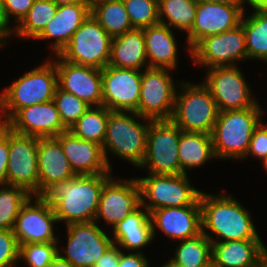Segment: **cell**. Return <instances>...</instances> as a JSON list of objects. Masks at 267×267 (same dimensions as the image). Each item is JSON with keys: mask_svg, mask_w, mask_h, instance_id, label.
Here are the masks:
<instances>
[{"mask_svg": "<svg viewBox=\"0 0 267 267\" xmlns=\"http://www.w3.org/2000/svg\"><path fill=\"white\" fill-rule=\"evenodd\" d=\"M245 3L249 4L253 10H267V0H243L244 11H246Z\"/></svg>", "mask_w": 267, "mask_h": 267, "instance_id": "7dc6e473", "label": "cell"}, {"mask_svg": "<svg viewBox=\"0 0 267 267\" xmlns=\"http://www.w3.org/2000/svg\"><path fill=\"white\" fill-rule=\"evenodd\" d=\"M61 144L64 154L76 175L111 173L106 162L102 145L80 139L70 131L55 137Z\"/></svg>", "mask_w": 267, "mask_h": 267, "instance_id": "7402d4cb", "label": "cell"}, {"mask_svg": "<svg viewBox=\"0 0 267 267\" xmlns=\"http://www.w3.org/2000/svg\"><path fill=\"white\" fill-rule=\"evenodd\" d=\"M6 39H8V34L6 31L0 26V48L7 45Z\"/></svg>", "mask_w": 267, "mask_h": 267, "instance_id": "816d5d0a", "label": "cell"}, {"mask_svg": "<svg viewBox=\"0 0 267 267\" xmlns=\"http://www.w3.org/2000/svg\"><path fill=\"white\" fill-rule=\"evenodd\" d=\"M202 233L212 243L260 239L250 211L229 194L213 195L204 191L199 197ZM211 231L210 233L208 231ZM212 233V234H211ZM215 234L214 238L212 235Z\"/></svg>", "mask_w": 267, "mask_h": 267, "instance_id": "7a4b0ae2", "label": "cell"}, {"mask_svg": "<svg viewBox=\"0 0 267 267\" xmlns=\"http://www.w3.org/2000/svg\"><path fill=\"white\" fill-rule=\"evenodd\" d=\"M206 267H217L213 262H211L208 266Z\"/></svg>", "mask_w": 267, "mask_h": 267, "instance_id": "6f0895ef", "label": "cell"}, {"mask_svg": "<svg viewBox=\"0 0 267 267\" xmlns=\"http://www.w3.org/2000/svg\"><path fill=\"white\" fill-rule=\"evenodd\" d=\"M2 92L4 108L9 119L22 108L53 100L58 86L53 59L21 75Z\"/></svg>", "mask_w": 267, "mask_h": 267, "instance_id": "8992f818", "label": "cell"}, {"mask_svg": "<svg viewBox=\"0 0 267 267\" xmlns=\"http://www.w3.org/2000/svg\"><path fill=\"white\" fill-rule=\"evenodd\" d=\"M169 261L178 267H206L212 262V242L204 233L180 240Z\"/></svg>", "mask_w": 267, "mask_h": 267, "instance_id": "d6a6232c", "label": "cell"}, {"mask_svg": "<svg viewBox=\"0 0 267 267\" xmlns=\"http://www.w3.org/2000/svg\"><path fill=\"white\" fill-rule=\"evenodd\" d=\"M206 70V77L202 82L210 90L219 112L261 106L252 96L250 86L238 65Z\"/></svg>", "mask_w": 267, "mask_h": 267, "instance_id": "30bf717a", "label": "cell"}, {"mask_svg": "<svg viewBox=\"0 0 267 267\" xmlns=\"http://www.w3.org/2000/svg\"><path fill=\"white\" fill-rule=\"evenodd\" d=\"M90 14L112 38L134 29L123 0H91Z\"/></svg>", "mask_w": 267, "mask_h": 267, "instance_id": "f546056e", "label": "cell"}, {"mask_svg": "<svg viewBox=\"0 0 267 267\" xmlns=\"http://www.w3.org/2000/svg\"><path fill=\"white\" fill-rule=\"evenodd\" d=\"M53 101L67 130L91 107L77 96L60 89L58 86Z\"/></svg>", "mask_w": 267, "mask_h": 267, "instance_id": "8d00e7d4", "label": "cell"}, {"mask_svg": "<svg viewBox=\"0 0 267 267\" xmlns=\"http://www.w3.org/2000/svg\"><path fill=\"white\" fill-rule=\"evenodd\" d=\"M31 196L21 186L0 185V229L13 230L21 207Z\"/></svg>", "mask_w": 267, "mask_h": 267, "instance_id": "d590c367", "label": "cell"}, {"mask_svg": "<svg viewBox=\"0 0 267 267\" xmlns=\"http://www.w3.org/2000/svg\"><path fill=\"white\" fill-rule=\"evenodd\" d=\"M9 120L14 132L38 138L57 137L67 131L53 100L19 109Z\"/></svg>", "mask_w": 267, "mask_h": 267, "instance_id": "44dd1931", "label": "cell"}, {"mask_svg": "<svg viewBox=\"0 0 267 267\" xmlns=\"http://www.w3.org/2000/svg\"><path fill=\"white\" fill-rule=\"evenodd\" d=\"M254 267H264V260L259 265H256Z\"/></svg>", "mask_w": 267, "mask_h": 267, "instance_id": "9f6ffc18", "label": "cell"}, {"mask_svg": "<svg viewBox=\"0 0 267 267\" xmlns=\"http://www.w3.org/2000/svg\"><path fill=\"white\" fill-rule=\"evenodd\" d=\"M195 65L213 67L237 66L238 61L247 60V48L242 24L220 34L200 40L190 54Z\"/></svg>", "mask_w": 267, "mask_h": 267, "instance_id": "7c38bea8", "label": "cell"}, {"mask_svg": "<svg viewBox=\"0 0 267 267\" xmlns=\"http://www.w3.org/2000/svg\"><path fill=\"white\" fill-rule=\"evenodd\" d=\"M65 227L67 247L61 249L60 246L59 255L73 267H93L113 244L112 237L110 238L95 221L71 223Z\"/></svg>", "mask_w": 267, "mask_h": 267, "instance_id": "8fae6325", "label": "cell"}, {"mask_svg": "<svg viewBox=\"0 0 267 267\" xmlns=\"http://www.w3.org/2000/svg\"><path fill=\"white\" fill-rule=\"evenodd\" d=\"M120 248L112 244L93 267H119Z\"/></svg>", "mask_w": 267, "mask_h": 267, "instance_id": "f6af8a7d", "label": "cell"}, {"mask_svg": "<svg viewBox=\"0 0 267 267\" xmlns=\"http://www.w3.org/2000/svg\"><path fill=\"white\" fill-rule=\"evenodd\" d=\"M111 176L100 193L95 222L104 220L113 229L127 215L141 206V190L137 178L120 179Z\"/></svg>", "mask_w": 267, "mask_h": 267, "instance_id": "9a60e30c", "label": "cell"}, {"mask_svg": "<svg viewBox=\"0 0 267 267\" xmlns=\"http://www.w3.org/2000/svg\"><path fill=\"white\" fill-rule=\"evenodd\" d=\"M109 110L90 107L69 129L74 136L102 145L106 136Z\"/></svg>", "mask_w": 267, "mask_h": 267, "instance_id": "e575fe53", "label": "cell"}, {"mask_svg": "<svg viewBox=\"0 0 267 267\" xmlns=\"http://www.w3.org/2000/svg\"><path fill=\"white\" fill-rule=\"evenodd\" d=\"M187 174H149L137 178L141 190V205L151 211L168 208L200 205L201 190L191 185ZM148 200V202H147Z\"/></svg>", "mask_w": 267, "mask_h": 267, "instance_id": "52a82bcc", "label": "cell"}, {"mask_svg": "<svg viewBox=\"0 0 267 267\" xmlns=\"http://www.w3.org/2000/svg\"><path fill=\"white\" fill-rule=\"evenodd\" d=\"M3 0H0V26L2 27Z\"/></svg>", "mask_w": 267, "mask_h": 267, "instance_id": "db71d44e", "label": "cell"}, {"mask_svg": "<svg viewBox=\"0 0 267 267\" xmlns=\"http://www.w3.org/2000/svg\"><path fill=\"white\" fill-rule=\"evenodd\" d=\"M57 8L52 0H35L24 18L16 26L11 25L8 38L15 34L18 38L35 39L52 21Z\"/></svg>", "mask_w": 267, "mask_h": 267, "instance_id": "1f68e13d", "label": "cell"}, {"mask_svg": "<svg viewBox=\"0 0 267 267\" xmlns=\"http://www.w3.org/2000/svg\"><path fill=\"white\" fill-rule=\"evenodd\" d=\"M146 44V56L150 68L177 69V40L173 30L158 23L143 28Z\"/></svg>", "mask_w": 267, "mask_h": 267, "instance_id": "4316f807", "label": "cell"}, {"mask_svg": "<svg viewBox=\"0 0 267 267\" xmlns=\"http://www.w3.org/2000/svg\"><path fill=\"white\" fill-rule=\"evenodd\" d=\"M176 82L180 90L176 92L170 120L182 131L211 134L219 111L210 90L203 82Z\"/></svg>", "mask_w": 267, "mask_h": 267, "instance_id": "5b68a950", "label": "cell"}, {"mask_svg": "<svg viewBox=\"0 0 267 267\" xmlns=\"http://www.w3.org/2000/svg\"><path fill=\"white\" fill-rule=\"evenodd\" d=\"M198 0H158L159 21L189 33L195 22Z\"/></svg>", "mask_w": 267, "mask_h": 267, "instance_id": "836d02e7", "label": "cell"}, {"mask_svg": "<svg viewBox=\"0 0 267 267\" xmlns=\"http://www.w3.org/2000/svg\"><path fill=\"white\" fill-rule=\"evenodd\" d=\"M133 28L143 29L159 21L158 0H123Z\"/></svg>", "mask_w": 267, "mask_h": 267, "instance_id": "f35d334b", "label": "cell"}, {"mask_svg": "<svg viewBox=\"0 0 267 267\" xmlns=\"http://www.w3.org/2000/svg\"><path fill=\"white\" fill-rule=\"evenodd\" d=\"M38 137L9 129L7 185L21 186L38 196Z\"/></svg>", "mask_w": 267, "mask_h": 267, "instance_id": "5bb4252c", "label": "cell"}, {"mask_svg": "<svg viewBox=\"0 0 267 267\" xmlns=\"http://www.w3.org/2000/svg\"><path fill=\"white\" fill-rule=\"evenodd\" d=\"M202 2L227 3L231 5H238L243 9V0H198Z\"/></svg>", "mask_w": 267, "mask_h": 267, "instance_id": "681fc988", "label": "cell"}, {"mask_svg": "<svg viewBox=\"0 0 267 267\" xmlns=\"http://www.w3.org/2000/svg\"><path fill=\"white\" fill-rule=\"evenodd\" d=\"M178 157L180 174H187V170L196 167L200 168L210 159H216L211 134L181 130Z\"/></svg>", "mask_w": 267, "mask_h": 267, "instance_id": "f1b7e54d", "label": "cell"}, {"mask_svg": "<svg viewBox=\"0 0 267 267\" xmlns=\"http://www.w3.org/2000/svg\"><path fill=\"white\" fill-rule=\"evenodd\" d=\"M9 154V130L0 137V185H7V167Z\"/></svg>", "mask_w": 267, "mask_h": 267, "instance_id": "ee69618b", "label": "cell"}, {"mask_svg": "<svg viewBox=\"0 0 267 267\" xmlns=\"http://www.w3.org/2000/svg\"><path fill=\"white\" fill-rule=\"evenodd\" d=\"M150 262L142 252L126 253L120 249L119 267H150Z\"/></svg>", "mask_w": 267, "mask_h": 267, "instance_id": "7bdbcfd3", "label": "cell"}, {"mask_svg": "<svg viewBox=\"0 0 267 267\" xmlns=\"http://www.w3.org/2000/svg\"><path fill=\"white\" fill-rule=\"evenodd\" d=\"M263 114L264 109L261 106L219 112L211 133L215 157L243 160Z\"/></svg>", "mask_w": 267, "mask_h": 267, "instance_id": "277c9868", "label": "cell"}, {"mask_svg": "<svg viewBox=\"0 0 267 267\" xmlns=\"http://www.w3.org/2000/svg\"><path fill=\"white\" fill-rule=\"evenodd\" d=\"M112 234L113 244L123 249L122 251L141 252V249L154 240L150 213L141 205L116 224Z\"/></svg>", "mask_w": 267, "mask_h": 267, "instance_id": "484cf974", "label": "cell"}, {"mask_svg": "<svg viewBox=\"0 0 267 267\" xmlns=\"http://www.w3.org/2000/svg\"><path fill=\"white\" fill-rule=\"evenodd\" d=\"M10 129V120L4 108L2 92H0V137Z\"/></svg>", "mask_w": 267, "mask_h": 267, "instance_id": "bcb514c9", "label": "cell"}, {"mask_svg": "<svg viewBox=\"0 0 267 267\" xmlns=\"http://www.w3.org/2000/svg\"><path fill=\"white\" fill-rule=\"evenodd\" d=\"M49 267H73L67 260L58 255Z\"/></svg>", "mask_w": 267, "mask_h": 267, "instance_id": "c3c4849f", "label": "cell"}, {"mask_svg": "<svg viewBox=\"0 0 267 267\" xmlns=\"http://www.w3.org/2000/svg\"><path fill=\"white\" fill-rule=\"evenodd\" d=\"M139 119L143 122L140 123ZM151 121L136 112L109 110L102 149L110 169H112V164L108 159V151L139 168L145 157L147 134Z\"/></svg>", "mask_w": 267, "mask_h": 267, "instance_id": "3957f363", "label": "cell"}, {"mask_svg": "<svg viewBox=\"0 0 267 267\" xmlns=\"http://www.w3.org/2000/svg\"><path fill=\"white\" fill-rule=\"evenodd\" d=\"M255 156L261 162L267 158V125L261 121L255 128L245 158Z\"/></svg>", "mask_w": 267, "mask_h": 267, "instance_id": "b9f144b4", "label": "cell"}, {"mask_svg": "<svg viewBox=\"0 0 267 267\" xmlns=\"http://www.w3.org/2000/svg\"><path fill=\"white\" fill-rule=\"evenodd\" d=\"M264 267H267V257L264 259Z\"/></svg>", "mask_w": 267, "mask_h": 267, "instance_id": "680465c9", "label": "cell"}, {"mask_svg": "<svg viewBox=\"0 0 267 267\" xmlns=\"http://www.w3.org/2000/svg\"><path fill=\"white\" fill-rule=\"evenodd\" d=\"M102 106L138 113L142 72L107 65L101 70Z\"/></svg>", "mask_w": 267, "mask_h": 267, "instance_id": "2e32d148", "label": "cell"}, {"mask_svg": "<svg viewBox=\"0 0 267 267\" xmlns=\"http://www.w3.org/2000/svg\"><path fill=\"white\" fill-rule=\"evenodd\" d=\"M19 260V245L13 230L0 229V267H14Z\"/></svg>", "mask_w": 267, "mask_h": 267, "instance_id": "60d3db41", "label": "cell"}, {"mask_svg": "<svg viewBox=\"0 0 267 267\" xmlns=\"http://www.w3.org/2000/svg\"><path fill=\"white\" fill-rule=\"evenodd\" d=\"M57 222L52 206L40 196L32 195L21 207L13 228L18 245L58 242L54 231V224Z\"/></svg>", "mask_w": 267, "mask_h": 267, "instance_id": "e0dca14e", "label": "cell"}, {"mask_svg": "<svg viewBox=\"0 0 267 267\" xmlns=\"http://www.w3.org/2000/svg\"><path fill=\"white\" fill-rule=\"evenodd\" d=\"M262 163H263L262 165H263L265 171L267 172V158L264 159V160L262 161Z\"/></svg>", "mask_w": 267, "mask_h": 267, "instance_id": "11a10c76", "label": "cell"}, {"mask_svg": "<svg viewBox=\"0 0 267 267\" xmlns=\"http://www.w3.org/2000/svg\"><path fill=\"white\" fill-rule=\"evenodd\" d=\"M35 0H3L2 28L8 34L11 30L10 21L17 25L29 12Z\"/></svg>", "mask_w": 267, "mask_h": 267, "instance_id": "ab89813d", "label": "cell"}, {"mask_svg": "<svg viewBox=\"0 0 267 267\" xmlns=\"http://www.w3.org/2000/svg\"><path fill=\"white\" fill-rule=\"evenodd\" d=\"M111 173L75 175L47 187L39 196L54 210L57 221L71 223L95 220L100 193Z\"/></svg>", "mask_w": 267, "mask_h": 267, "instance_id": "6da1fadb", "label": "cell"}, {"mask_svg": "<svg viewBox=\"0 0 267 267\" xmlns=\"http://www.w3.org/2000/svg\"><path fill=\"white\" fill-rule=\"evenodd\" d=\"M161 267H178L175 264H173L172 262H170L169 260L165 262V264L163 263V265H161Z\"/></svg>", "mask_w": 267, "mask_h": 267, "instance_id": "f5cc1de1", "label": "cell"}, {"mask_svg": "<svg viewBox=\"0 0 267 267\" xmlns=\"http://www.w3.org/2000/svg\"><path fill=\"white\" fill-rule=\"evenodd\" d=\"M150 220L154 238L157 229L175 241L190 239L202 233L200 205L160 208L150 212Z\"/></svg>", "mask_w": 267, "mask_h": 267, "instance_id": "ffe728a7", "label": "cell"}, {"mask_svg": "<svg viewBox=\"0 0 267 267\" xmlns=\"http://www.w3.org/2000/svg\"><path fill=\"white\" fill-rule=\"evenodd\" d=\"M109 65L143 70L149 68L143 29H132L112 38Z\"/></svg>", "mask_w": 267, "mask_h": 267, "instance_id": "83f0119b", "label": "cell"}, {"mask_svg": "<svg viewBox=\"0 0 267 267\" xmlns=\"http://www.w3.org/2000/svg\"><path fill=\"white\" fill-rule=\"evenodd\" d=\"M58 255V242L19 245V259L24 260L28 267H49Z\"/></svg>", "mask_w": 267, "mask_h": 267, "instance_id": "74e56055", "label": "cell"}, {"mask_svg": "<svg viewBox=\"0 0 267 267\" xmlns=\"http://www.w3.org/2000/svg\"><path fill=\"white\" fill-rule=\"evenodd\" d=\"M267 257L261 239L212 243V262L217 267H254Z\"/></svg>", "mask_w": 267, "mask_h": 267, "instance_id": "d4e9b609", "label": "cell"}, {"mask_svg": "<svg viewBox=\"0 0 267 267\" xmlns=\"http://www.w3.org/2000/svg\"><path fill=\"white\" fill-rule=\"evenodd\" d=\"M181 129L171 120H152L149 125L146 153L139 168L149 174H180L178 145Z\"/></svg>", "mask_w": 267, "mask_h": 267, "instance_id": "ba28073f", "label": "cell"}, {"mask_svg": "<svg viewBox=\"0 0 267 267\" xmlns=\"http://www.w3.org/2000/svg\"><path fill=\"white\" fill-rule=\"evenodd\" d=\"M56 5L91 3V0H52Z\"/></svg>", "mask_w": 267, "mask_h": 267, "instance_id": "f907efd6", "label": "cell"}, {"mask_svg": "<svg viewBox=\"0 0 267 267\" xmlns=\"http://www.w3.org/2000/svg\"><path fill=\"white\" fill-rule=\"evenodd\" d=\"M37 155L38 196L51 184L66 181L76 175L55 137L38 138Z\"/></svg>", "mask_w": 267, "mask_h": 267, "instance_id": "cb8c5ba5", "label": "cell"}, {"mask_svg": "<svg viewBox=\"0 0 267 267\" xmlns=\"http://www.w3.org/2000/svg\"><path fill=\"white\" fill-rule=\"evenodd\" d=\"M90 15V3L58 5L52 21L35 38L37 40L54 39L50 47L54 55L60 54L69 44L75 31Z\"/></svg>", "mask_w": 267, "mask_h": 267, "instance_id": "603a6c76", "label": "cell"}, {"mask_svg": "<svg viewBox=\"0 0 267 267\" xmlns=\"http://www.w3.org/2000/svg\"><path fill=\"white\" fill-rule=\"evenodd\" d=\"M53 59L58 87L72 93L91 107L102 106L101 69L77 65L64 60L59 54Z\"/></svg>", "mask_w": 267, "mask_h": 267, "instance_id": "d6986e66", "label": "cell"}, {"mask_svg": "<svg viewBox=\"0 0 267 267\" xmlns=\"http://www.w3.org/2000/svg\"><path fill=\"white\" fill-rule=\"evenodd\" d=\"M244 10L238 5L198 1L195 22L186 34L188 53L203 38L223 33L241 24Z\"/></svg>", "mask_w": 267, "mask_h": 267, "instance_id": "ac0fdd59", "label": "cell"}, {"mask_svg": "<svg viewBox=\"0 0 267 267\" xmlns=\"http://www.w3.org/2000/svg\"><path fill=\"white\" fill-rule=\"evenodd\" d=\"M112 37L90 14L59 54L64 60L103 69L109 65Z\"/></svg>", "mask_w": 267, "mask_h": 267, "instance_id": "9c48e42d", "label": "cell"}, {"mask_svg": "<svg viewBox=\"0 0 267 267\" xmlns=\"http://www.w3.org/2000/svg\"><path fill=\"white\" fill-rule=\"evenodd\" d=\"M170 69L144 68L141 78L138 114L151 120H170L176 85Z\"/></svg>", "mask_w": 267, "mask_h": 267, "instance_id": "4fadbf2b", "label": "cell"}, {"mask_svg": "<svg viewBox=\"0 0 267 267\" xmlns=\"http://www.w3.org/2000/svg\"><path fill=\"white\" fill-rule=\"evenodd\" d=\"M241 19L247 48V60L267 63V10H253Z\"/></svg>", "mask_w": 267, "mask_h": 267, "instance_id": "4dcf8cb0", "label": "cell"}]
</instances>
